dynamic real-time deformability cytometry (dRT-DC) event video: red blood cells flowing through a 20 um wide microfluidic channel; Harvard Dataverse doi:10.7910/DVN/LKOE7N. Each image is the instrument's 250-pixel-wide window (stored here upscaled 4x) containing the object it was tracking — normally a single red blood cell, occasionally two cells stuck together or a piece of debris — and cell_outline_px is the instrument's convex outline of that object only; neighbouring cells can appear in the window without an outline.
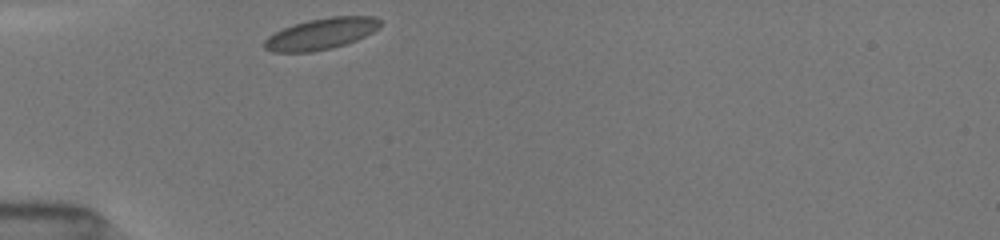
{"species": "common noctule bat (a hibernating species)", "species_latin": "Nyctalus noctula", "temperature_condition": "room temperature", "stored_images_in_passage": 29, "camera_frame_rate_fps": 3000, "um_per_image_px": 0.085, "animal": {"sex": "female", "body_mass_g": 19.5, "forearm_length_mm": 54.1}, "frame": {"image": 1, "passage_image": 1, "time_ms": 0.0, "image_size_px": [1000, 240], "cell_outline_px": [[380, 28], [356, 40], [332, 48], [312, 52], [272, 52], [264, 48], [264, 40], [268, 36], [292, 24], [308, 20], [328, 16], [376, 16], [380, 20]], "centroid_in_image_um": [27.29, 2.86], "position_along_channel_um": 57.7, "area_um2": 21.15}}
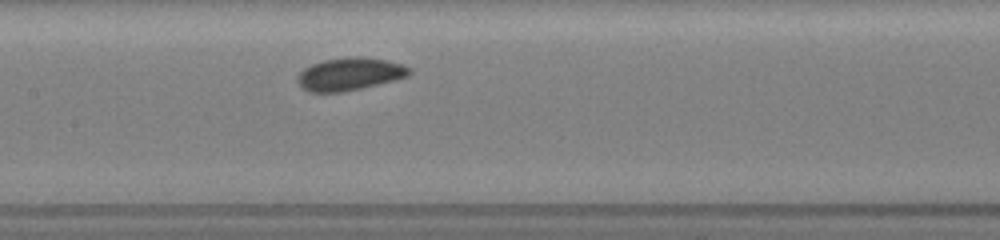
{"frame": {"image": 2, "passage_image": 11, "time_ms": 3.333, "image_size_px": [1000, 240], "cell_outline_px": [[412, 72], [408, 76], [344, 92], [308, 92], [296, 80], [296, 76], [304, 68], [312, 64], [324, 60], [348, 56], [360, 56], [384, 60], [400, 64], [412, 68]], "centroid_in_image_um": [29.7, 6.28], "position_along_channel_um": 177.7, "area_um2": 21.15}}
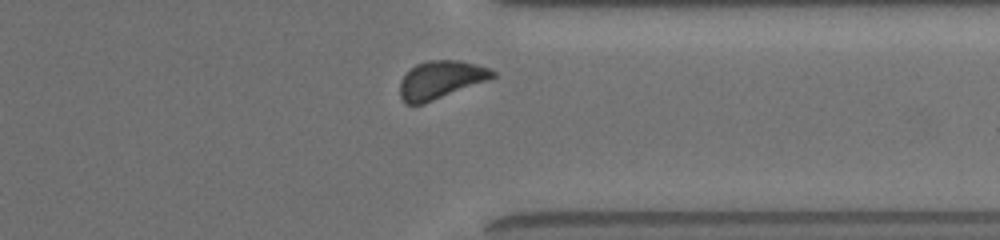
{"frame": {"image": 3, "passage_image": 26, "time_ms": 8.333, "image_size_px": [1000, 240], "cell_outline_px": [[496, 76], [488, 80], [424, 104], [404, 104], [400, 96], [400, 80], [416, 64], [428, 60], [460, 60], [476, 64], [488, 68], [496, 72]], "centroid_in_image_um": [37.45, 6.79], "position_along_channel_um": 373.9, "area_um2": 20.46}, "authors_computed_cell_mechanics": {"area_um2": 20.5768, "velocity_mm_per_s": 3.9293, "shape_relaxation_time_tau1_ms": 1.248, "shape_relaxation_time_tau2_ms": 3.1083, "deformation_change_tau1": 0.0586, "deformation_change_tau2": 0.0588}}